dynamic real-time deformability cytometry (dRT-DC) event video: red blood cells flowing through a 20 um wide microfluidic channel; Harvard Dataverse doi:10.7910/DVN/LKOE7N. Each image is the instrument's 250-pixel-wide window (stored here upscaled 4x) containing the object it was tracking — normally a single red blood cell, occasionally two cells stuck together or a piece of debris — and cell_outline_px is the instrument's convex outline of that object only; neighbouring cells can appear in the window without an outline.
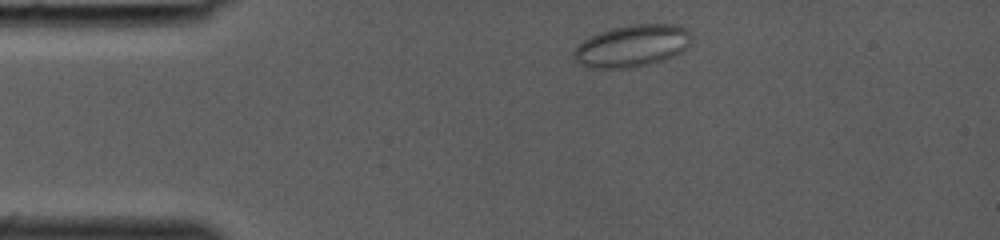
{"species": "common noctule bat (a hibernating species)", "species_latin": "Nyctalus noctula", "temperature_condition": "room temperature", "stored_images_in_passage": 8, "camera_frame_rate_fps": 3000, "um_per_image_px": 0.085, "animal": {"sex": "female", "body_mass_g": 19.0, "forearm_length_mm": 53.3}, "frame": {"image": 1, "passage_image": 1, "time_ms": 0.0, "image_size_px": [1000, 240], "cell_outline_px": [[688, 44], [680, 52], [672, 56], [648, 64], [632, 68], [588, 68], [580, 64], [572, 56], [572, 52], [588, 36], [612, 28], [628, 24], [672, 24], [688, 28]], "centroid_in_image_um": [53.66, 3.89], "position_along_channel_um": 31.3, "area_um2": 28.55}}
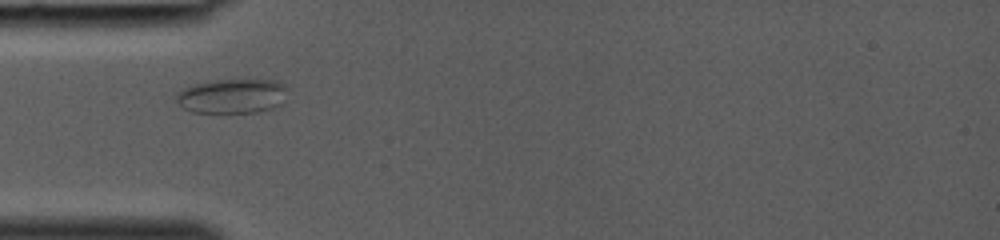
{"frame": {"image": 2, "passage_image": 6, "time_ms": 1.667, "image_size_px": [1000, 240], "cell_outline_px": [[284, 88], [280, 104], [272, 108], [256, 112], [192, 112], [184, 108], [176, 100], [176, 92], [180, 88], [208, 80], [276, 80], [284, 84]], "centroid_in_image_um": [19.63, 8.15], "position_along_channel_um": 65.4, "area_um2": 22.14}}
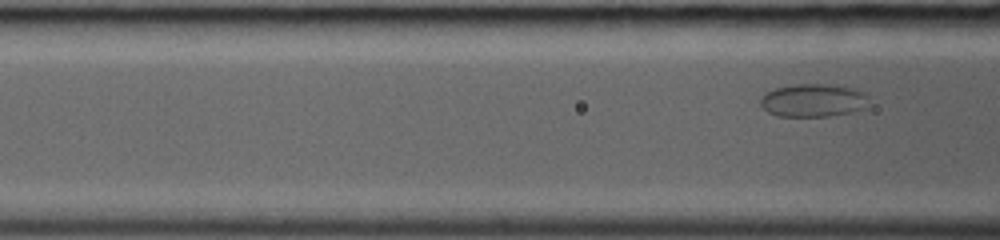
{"frame": {"image": 3, "passage_image": 8, "time_ms": 2.333, "image_size_px": [1000, 240], "cell_outline_px": [[864, 108], [848, 112], [828, 116], [776, 116], [768, 112], [760, 104], [760, 100], [764, 92], [776, 88], [796, 84], [824, 84], [856, 88], [864, 96]], "centroid_in_image_um": [69.01, 8.53], "position_along_channel_um": 97.6, "area_um2": 20.4}}